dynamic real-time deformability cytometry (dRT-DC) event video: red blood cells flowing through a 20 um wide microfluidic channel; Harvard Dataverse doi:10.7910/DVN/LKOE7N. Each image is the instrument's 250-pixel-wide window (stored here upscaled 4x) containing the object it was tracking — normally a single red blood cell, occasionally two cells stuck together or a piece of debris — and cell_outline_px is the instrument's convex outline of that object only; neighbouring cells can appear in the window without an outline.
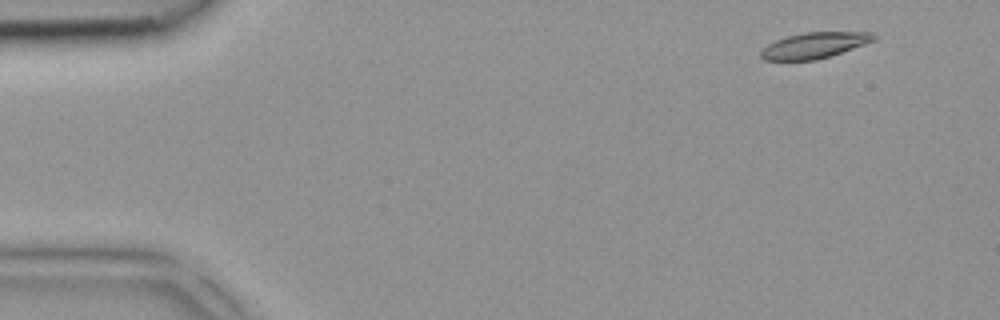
{"species": "common noctule bat (a hibernating species)", "species_latin": "Nyctalus noctula", "temperature_condition": "room temperature", "stored_images_in_passage": 4, "camera_frame_rate_fps": 3000, "um_per_image_px": 0.085, "animal": {"sex": "female", "body_mass_g": 18.4}, "frame": {"image": 1, "passage_image": 1, "time_ms": 0.0, "image_size_px": [1000, 320], "cell_outline_px": [[876, 40], [816, 60], [764, 60], [760, 56], [760, 52], [768, 44], [776, 40], [788, 36], [804, 32], [872, 32], [876, 36]], "centroid_in_image_um": [69.21, 3.85], "position_along_channel_um": 15.8, "area_um2": 16.76}}
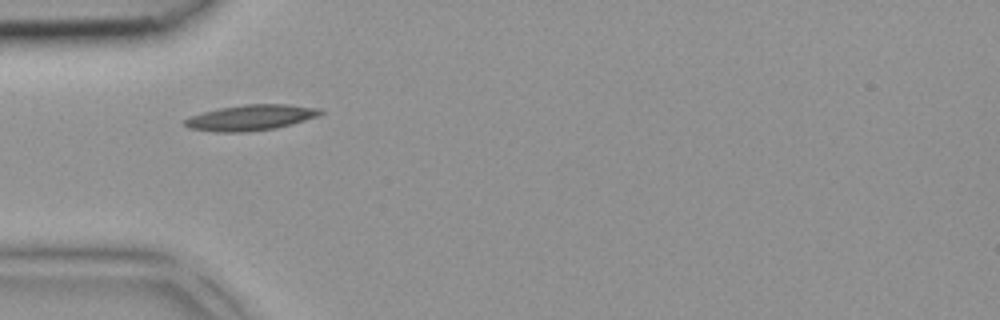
{"frame": {"image": 2, "passage_image": 4, "time_ms": 1.0, "image_size_px": [1000, 320], "cell_outline_px": [[324, 112], [316, 116], [292, 124], [276, 128], [244, 132], [216, 132], [188, 128], [184, 124], [184, 120], [188, 116], [220, 108], [244, 104], [288, 104], [320, 108]], "centroid_in_image_um": [21.29, 9.99], "position_along_channel_um": 63.7, "area_um2": 20.23}}